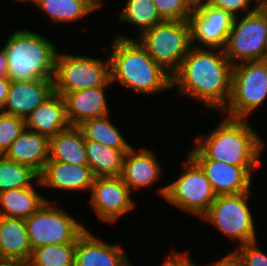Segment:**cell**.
I'll return each instance as SVG.
<instances>
[{
    "mask_svg": "<svg viewBox=\"0 0 267 266\" xmlns=\"http://www.w3.org/2000/svg\"><path fill=\"white\" fill-rule=\"evenodd\" d=\"M188 155L201 167L216 196L250 191L252 172L258 166H234L209 160L195 147Z\"/></svg>",
    "mask_w": 267,
    "mask_h": 266,
    "instance_id": "cell-13",
    "label": "cell"
},
{
    "mask_svg": "<svg viewBox=\"0 0 267 266\" xmlns=\"http://www.w3.org/2000/svg\"><path fill=\"white\" fill-rule=\"evenodd\" d=\"M97 8H100V6H101V1H99V0H90Z\"/></svg>",
    "mask_w": 267,
    "mask_h": 266,
    "instance_id": "cell-41",
    "label": "cell"
},
{
    "mask_svg": "<svg viewBox=\"0 0 267 266\" xmlns=\"http://www.w3.org/2000/svg\"><path fill=\"white\" fill-rule=\"evenodd\" d=\"M233 19L224 53L232 65L267 58V0L249 10L240 21Z\"/></svg>",
    "mask_w": 267,
    "mask_h": 266,
    "instance_id": "cell-5",
    "label": "cell"
},
{
    "mask_svg": "<svg viewBox=\"0 0 267 266\" xmlns=\"http://www.w3.org/2000/svg\"><path fill=\"white\" fill-rule=\"evenodd\" d=\"M94 176L88 165L48 160L39 173L38 185L66 191L91 190Z\"/></svg>",
    "mask_w": 267,
    "mask_h": 266,
    "instance_id": "cell-17",
    "label": "cell"
},
{
    "mask_svg": "<svg viewBox=\"0 0 267 266\" xmlns=\"http://www.w3.org/2000/svg\"><path fill=\"white\" fill-rule=\"evenodd\" d=\"M3 156L11 161L31 166L40 173L49 160L50 138L24 129Z\"/></svg>",
    "mask_w": 267,
    "mask_h": 266,
    "instance_id": "cell-20",
    "label": "cell"
},
{
    "mask_svg": "<svg viewBox=\"0 0 267 266\" xmlns=\"http://www.w3.org/2000/svg\"><path fill=\"white\" fill-rule=\"evenodd\" d=\"M10 84V79H0V111H2L6 103Z\"/></svg>",
    "mask_w": 267,
    "mask_h": 266,
    "instance_id": "cell-37",
    "label": "cell"
},
{
    "mask_svg": "<svg viewBox=\"0 0 267 266\" xmlns=\"http://www.w3.org/2000/svg\"><path fill=\"white\" fill-rule=\"evenodd\" d=\"M53 93V79L11 81L2 112L25 119Z\"/></svg>",
    "mask_w": 267,
    "mask_h": 266,
    "instance_id": "cell-15",
    "label": "cell"
},
{
    "mask_svg": "<svg viewBox=\"0 0 267 266\" xmlns=\"http://www.w3.org/2000/svg\"><path fill=\"white\" fill-rule=\"evenodd\" d=\"M50 160L88 165L85 139L78 126H69L50 138Z\"/></svg>",
    "mask_w": 267,
    "mask_h": 266,
    "instance_id": "cell-23",
    "label": "cell"
},
{
    "mask_svg": "<svg viewBox=\"0 0 267 266\" xmlns=\"http://www.w3.org/2000/svg\"><path fill=\"white\" fill-rule=\"evenodd\" d=\"M70 126L63 96L54 92L38 105L26 118L25 129L37 132L48 138Z\"/></svg>",
    "mask_w": 267,
    "mask_h": 266,
    "instance_id": "cell-19",
    "label": "cell"
},
{
    "mask_svg": "<svg viewBox=\"0 0 267 266\" xmlns=\"http://www.w3.org/2000/svg\"><path fill=\"white\" fill-rule=\"evenodd\" d=\"M110 61V81L137 93H156L172 89V76L148 54L135 39L114 37Z\"/></svg>",
    "mask_w": 267,
    "mask_h": 266,
    "instance_id": "cell-2",
    "label": "cell"
},
{
    "mask_svg": "<svg viewBox=\"0 0 267 266\" xmlns=\"http://www.w3.org/2000/svg\"><path fill=\"white\" fill-rule=\"evenodd\" d=\"M85 148L94 177L121 176L124 156L129 150L114 149L91 140H85Z\"/></svg>",
    "mask_w": 267,
    "mask_h": 266,
    "instance_id": "cell-25",
    "label": "cell"
},
{
    "mask_svg": "<svg viewBox=\"0 0 267 266\" xmlns=\"http://www.w3.org/2000/svg\"><path fill=\"white\" fill-rule=\"evenodd\" d=\"M0 79H9L7 77L6 52L3 47H1V50H0Z\"/></svg>",
    "mask_w": 267,
    "mask_h": 266,
    "instance_id": "cell-38",
    "label": "cell"
},
{
    "mask_svg": "<svg viewBox=\"0 0 267 266\" xmlns=\"http://www.w3.org/2000/svg\"><path fill=\"white\" fill-rule=\"evenodd\" d=\"M0 266H30V264L25 261L0 259Z\"/></svg>",
    "mask_w": 267,
    "mask_h": 266,
    "instance_id": "cell-39",
    "label": "cell"
},
{
    "mask_svg": "<svg viewBox=\"0 0 267 266\" xmlns=\"http://www.w3.org/2000/svg\"><path fill=\"white\" fill-rule=\"evenodd\" d=\"M267 98V60L233 65L231 95L223 109L227 117L244 119ZM228 112V113H227Z\"/></svg>",
    "mask_w": 267,
    "mask_h": 266,
    "instance_id": "cell-7",
    "label": "cell"
},
{
    "mask_svg": "<svg viewBox=\"0 0 267 266\" xmlns=\"http://www.w3.org/2000/svg\"><path fill=\"white\" fill-rule=\"evenodd\" d=\"M195 140V148L209 160L234 166L260 165L264 142L247 120L226 117L206 138Z\"/></svg>",
    "mask_w": 267,
    "mask_h": 266,
    "instance_id": "cell-3",
    "label": "cell"
},
{
    "mask_svg": "<svg viewBox=\"0 0 267 266\" xmlns=\"http://www.w3.org/2000/svg\"><path fill=\"white\" fill-rule=\"evenodd\" d=\"M261 3L263 0H256ZM251 0H209L208 3L216 8H220L228 12L231 16L236 18L237 12L249 8Z\"/></svg>",
    "mask_w": 267,
    "mask_h": 266,
    "instance_id": "cell-34",
    "label": "cell"
},
{
    "mask_svg": "<svg viewBox=\"0 0 267 266\" xmlns=\"http://www.w3.org/2000/svg\"><path fill=\"white\" fill-rule=\"evenodd\" d=\"M17 1H18V0H17ZM19 1H23V2H24V1H25V2L27 1V2H28V1H29V2H32L33 4L36 3V0H19Z\"/></svg>",
    "mask_w": 267,
    "mask_h": 266,
    "instance_id": "cell-42",
    "label": "cell"
},
{
    "mask_svg": "<svg viewBox=\"0 0 267 266\" xmlns=\"http://www.w3.org/2000/svg\"><path fill=\"white\" fill-rule=\"evenodd\" d=\"M90 193L93 210L100 219L110 223L135 207L121 176L94 177Z\"/></svg>",
    "mask_w": 267,
    "mask_h": 266,
    "instance_id": "cell-12",
    "label": "cell"
},
{
    "mask_svg": "<svg viewBox=\"0 0 267 266\" xmlns=\"http://www.w3.org/2000/svg\"><path fill=\"white\" fill-rule=\"evenodd\" d=\"M3 46L7 77L11 81L53 79L57 49L44 36L30 30H17Z\"/></svg>",
    "mask_w": 267,
    "mask_h": 266,
    "instance_id": "cell-4",
    "label": "cell"
},
{
    "mask_svg": "<svg viewBox=\"0 0 267 266\" xmlns=\"http://www.w3.org/2000/svg\"><path fill=\"white\" fill-rule=\"evenodd\" d=\"M184 169L177 180L159 190L160 195L179 209L202 217L216 194L201 167L189 155Z\"/></svg>",
    "mask_w": 267,
    "mask_h": 266,
    "instance_id": "cell-9",
    "label": "cell"
},
{
    "mask_svg": "<svg viewBox=\"0 0 267 266\" xmlns=\"http://www.w3.org/2000/svg\"><path fill=\"white\" fill-rule=\"evenodd\" d=\"M108 118L107 115L88 119L78 125L84 139L99 142L114 149L130 150L132 146L127 143L118 128Z\"/></svg>",
    "mask_w": 267,
    "mask_h": 266,
    "instance_id": "cell-26",
    "label": "cell"
},
{
    "mask_svg": "<svg viewBox=\"0 0 267 266\" xmlns=\"http://www.w3.org/2000/svg\"><path fill=\"white\" fill-rule=\"evenodd\" d=\"M76 244L44 245L32 250L30 266H74Z\"/></svg>",
    "mask_w": 267,
    "mask_h": 266,
    "instance_id": "cell-30",
    "label": "cell"
},
{
    "mask_svg": "<svg viewBox=\"0 0 267 266\" xmlns=\"http://www.w3.org/2000/svg\"><path fill=\"white\" fill-rule=\"evenodd\" d=\"M105 86L88 88L66 93L63 96L66 115L71 126H78L83 121L109 115V107L105 97Z\"/></svg>",
    "mask_w": 267,
    "mask_h": 266,
    "instance_id": "cell-18",
    "label": "cell"
},
{
    "mask_svg": "<svg viewBox=\"0 0 267 266\" xmlns=\"http://www.w3.org/2000/svg\"><path fill=\"white\" fill-rule=\"evenodd\" d=\"M25 119L0 111V155L24 131Z\"/></svg>",
    "mask_w": 267,
    "mask_h": 266,
    "instance_id": "cell-31",
    "label": "cell"
},
{
    "mask_svg": "<svg viewBox=\"0 0 267 266\" xmlns=\"http://www.w3.org/2000/svg\"><path fill=\"white\" fill-rule=\"evenodd\" d=\"M233 19L228 12L208 2L193 9L189 19L192 46L197 40L208 48L224 49Z\"/></svg>",
    "mask_w": 267,
    "mask_h": 266,
    "instance_id": "cell-14",
    "label": "cell"
},
{
    "mask_svg": "<svg viewBox=\"0 0 267 266\" xmlns=\"http://www.w3.org/2000/svg\"><path fill=\"white\" fill-rule=\"evenodd\" d=\"M256 242L239 245L233 251L245 266H267V255L256 247Z\"/></svg>",
    "mask_w": 267,
    "mask_h": 266,
    "instance_id": "cell-33",
    "label": "cell"
},
{
    "mask_svg": "<svg viewBox=\"0 0 267 266\" xmlns=\"http://www.w3.org/2000/svg\"><path fill=\"white\" fill-rule=\"evenodd\" d=\"M161 266H196L185 253L172 251Z\"/></svg>",
    "mask_w": 267,
    "mask_h": 266,
    "instance_id": "cell-35",
    "label": "cell"
},
{
    "mask_svg": "<svg viewBox=\"0 0 267 266\" xmlns=\"http://www.w3.org/2000/svg\"><path fill=\"white\" fill-rule=\"evenodd\" d=\"M110 81V61L60 54L55 59L54 92L66 93L105 86Z\"/></svg>",
    "mask_w": 267,
    "mask_h": 266,
    "instance_id": "cell-8",
    "label": "cell"
},
{
    "mask_svg": "<svg viewBox=\"0 0 267 266\" xmlns=\"http://www.w3.org/2000/svg\"><path fill=\"white\" fill-rule=\"evenodd\" d=\"M137 40L154 61L173 76L192 47L190 23L164 20L145 30Z\"/></svg>",
    "mask_w": 267,
    "mask_h": 266,
    "instance_id": "cell-6",
    "label": "cell"
},
{
    "mask_svg": "<svg viewBox=\"0 0 267 266\" xmlns=\"http://www.w3.org/2000/svg\"><path fill=\"white\" fill-rule=\"evenodd\" d=\"M233 65L224 50H206L198 45L190 48L180 69L172 76V88L179 94L199 99L206 107L221 111L231 95Z\"/></svg>",
    "mask_w": 267,
    "mask_h": 266,
    "instance_id": "cell-1",
    "label": "cell"
},
{
    "mask_svg": "<svg viewBox=\"0 0 267 266\" xmlns=\"http://www.w3.org/2000/svg\"><path fill=\"white\" fill-rule=\"evenodd\" d=\"M155 157L147 149L137 152L133 147L125 154L121 178L130 191L149 187L159 179L162 170Z\"/></svg>",
    "mask_w": 267,
    "mask_h": 266,
    "instance_id": "cell-21",
    "label": "cell"
},
{
    "mask_svg": "<svg viewBox=\"0 0 267 266\" xmlns=\"http://www.w3.org/2000/svg\"><path fill=\"white\" fill-rule=\"evenodd\" d=\"M31 254L25 220L0 216V259L28 262Z\"/></svg>",
    "mask_w": 267,
    "mask_h": 266,
    "instance_id": "cell-22",
    "label": "cell"
},
{
    "mask_svg": "<svg viewBox=\"0 0 267 266\" xmlns=\"http://www.w3.org/2000/svg\"><path fill=\"white\" fill-rule=\"evenodd\" d=\"M251 192L216 196L208 211L202 216L219 231L240 245L257 241L254 221L248 206Z\"/></svg>",
    "mask_w": 267,
    "mask_h": 266,
    "instance_id": "cell-11",
    "label": "cell"
},
{
    "mask_svg": "<svg viewBox=\"0 0 267 266\" xmlns=\"http://www.w3.org/2000/svg\"><path fill=\"white\" fill-rule=\"evenodd\" d=\"M36 5L56 23L77 21L98 9L90 0H36Z\"/></svg>",
    "mask_w": 267,
    "mask_h": 266,
    "instance_id": "cell-27",
    "label": "cell"
},
{
    "mask_svg": "<svg viewBox=\"0 0 267 266\" xmlns=\"http://www.w3.org/2000/svg\"><path fill=\"white\" fill-rule=\"evenodd\" d=\"M31 249L44 245L76 244L85 226L47 200L25 220Z\"/></svg>",
    "mask_w": 267,
    "mask_h": 266,
    "instance_id": "cell-10",
    "label": "cell"
},
{
    "mask_svg": "<svg viewBox=\"0 0 267 266\" xmlns=\"http://www.w3.org/2000/svg\"><path fill=\"white\" fill-rule=\"evenodd\" d=\"M34 186L0 192V216L26 220L47 201Z\"/></svg>",
    "mask_w": 267,
    "mask_h": 266,
    "instance_id": "cell-24",
    "label": "cell"
},
{
    "mask_svg": "<svg viewBox=\"0 0 267 266\" xmlns=\"http://www.w3.org/2000/svg\"><path fill=\"white\" fill-rule=\"evenodd\" d=\"M35 179L39 180V173L31 166L0 155V192L33 186L31 181Z\"/></svg>",
    "mask_w": 267,
    "mask_h": 266,
    "instance_id": "cell-28",
    "label": "cell"
},
{
    "mask_svg": "<svg viewBox=\"0 0 267 266\" xmlns=\"http://www.w3.org/2000/svg\"><path fill=\"white\" fill-rule=\"evenodd\" d=\"M74 266H132L118 245L106 244L87 229L77 238Z\"/></svg>",
    "mask_w": 267,
    "mask_h": 266,
    "instance_id": "cell-16",
    "label": "cell"
},
{
    "mask_svg": "<svg viewBox=\"0 0 267 266\" xmlns=\"http://www.w3.org/2000/svg\"><path fill=\"white\" fill-rule=\"evenodd\" d=\"M187 5L193 10L195 8H198L200 6H203L204 4H206L209 0H205V2L203 0H184ZM203 1V2H202Z\"/></svg>",
    "mask_w": 267,
    "mask_h": 266,
    "instance_id": "cell-40",
    "label": "cell"
},
{
    "mask_svg": "<svg viewBox=\"0 0 267 266\" xmlns=\"http://www.w3.org/2000/svg\"><path fill=\"white\" fill-rule=\"evenodd\" d=\"M163 20L189 21L192 9L184 0H153Z\"/></svg>",
    "mask_w": 267,
    "mask_h": 266,
    "instance_id": "cell-32",
    "label": "cell"
},
{
    "mask_svg": "<svg viewBox=\"0 0 267 266\" xmlns=\"http://www.w3.org/2000/svg\"><path fill=\"white\" fill-rule=\"evenodd\" d=\"M211 266V265H210ZM212 266H245L243 262L238 258V256L230 250V253L227 254L220 261H217Z\"/></svg>",
    "mask_w": 267,
    "mask_h": 266,
    "instance_id": "cell-36",
    "label": "cell"
},
{
    "mask_svg": "<svg viewBox=\"0 0 267 266\" xmlns=\"http://www.w3.org/2000/svg\"><path fill=\"white\" fill-rule=\"evenodd\" d=\"M119 16L120 21L138 26L140 30L138 35L164 21L153 0H127L124 10Z\"/></svg>",
    "mask_w": 267,
    "mask_h": 266,
    "instance_id": "cell-29",
    "label": "cell"
}]
</instances>
